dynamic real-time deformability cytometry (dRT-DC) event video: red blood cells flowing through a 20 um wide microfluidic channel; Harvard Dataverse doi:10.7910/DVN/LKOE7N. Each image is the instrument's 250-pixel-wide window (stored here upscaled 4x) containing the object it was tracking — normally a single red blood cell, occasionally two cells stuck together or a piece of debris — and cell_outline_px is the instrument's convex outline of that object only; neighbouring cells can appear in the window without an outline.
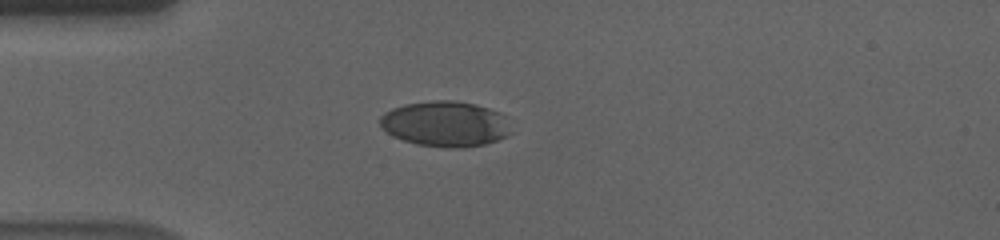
{"species": "human", "species_latin": "Homo sapiens", "temperature_condition": "cold", "stored_images_in_passage": 43, "camera_frame_rate_fps": 3000, "um_per_image_px": 0.085, "donor": {"sex": "male"}, "frame": {"image": 1, "passage_image": 1, "time_ms": 0.0, "image_size_px": [1000, 240], "cell_outline_px": [[512, 132], [496, 140], [484, 144], [460, 148], [448, 148], [416, 144], [392, 136], [380, 124], [380, 116], [384, 112], [392, 108], [404, 104], [436, 100], [452, 100], [476, 104], [500, 112], [504, 116]], "centroid_in_image_um": [37.84, 10.52], "position_along_channel_um": 47.2, "area_um2": 34.62}}
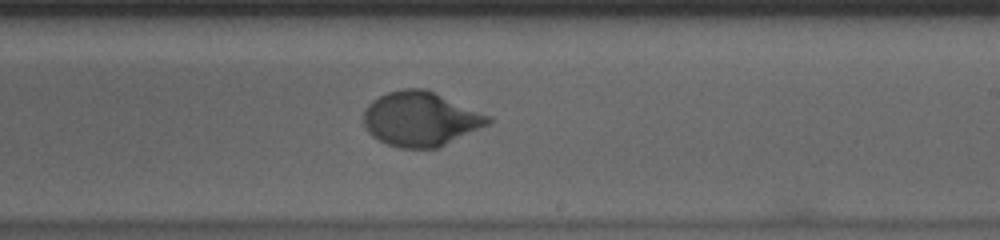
{"frame": {"image": 2, "passage_image": 20, "time_ms": 6.333, "image_size_px": [1000, 240], "cell_outline_px": [[492, 120], [488, 124], [436, 148], [400, 148], [388, 144], [372, 136], [364, 128], [364, 112], [368, 104], [372, 100], [388, 92], [404, 88], [424, 88], [492, 116]], "centroid_in_image_um": [35.72, 10.1], "position_along_channel_um": 253.3, "area_um2": 39.19}}
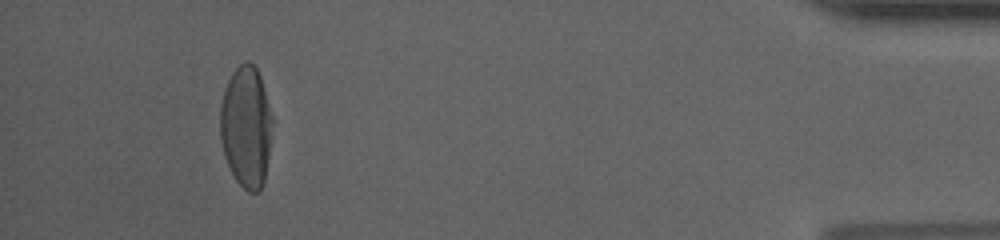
{"frame": {"image": 3, "passage_image": 39, "time_ms": 12.667, "image_size_px": [1000, 240], "cell_outline_px": [[272, 120], [268, 156], [264, 180], [260, 192], [248, 192], [236, 180], [224, 156], [220, 136], [220, 104], [224, 88], [232, 72], [240, 64], [248, 60], [256, 68], [260, 76]], "centroid_in_image_um": [20.89, 10.77], "position_along_channel_um": 414.3, "area_um2": 36.59}, "authors_computed_cell_mechanics": {"area_um2": 37.859, "velocity_mm_per_s": 3.5339, "shape_relaxation_time_tau1_ms": 4.1592, "shape_relaxation_time_tau2_ms": null, "deformation_change_tau1": 0.1876, "deformation_change_tau2": null}}